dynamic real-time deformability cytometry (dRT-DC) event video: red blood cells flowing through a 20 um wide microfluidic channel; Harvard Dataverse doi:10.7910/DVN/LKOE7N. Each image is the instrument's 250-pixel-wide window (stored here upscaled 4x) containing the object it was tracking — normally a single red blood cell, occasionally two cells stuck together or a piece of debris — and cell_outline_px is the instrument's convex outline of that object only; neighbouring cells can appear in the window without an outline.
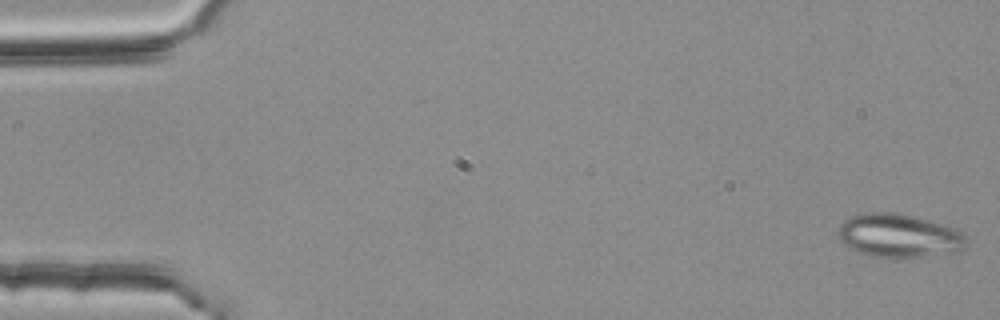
{"species": "common noctule bat (a hibernating species)", "species_latin": "Nyctalus noctula", "temperature_condition": "room temperature", "stored_images_in_passage": 53, "camera_frame_rate_fps": 3000, "um_per_image_px": 0.085, "animal": {"sex": "female", "body_mass_g": 25.1}, "frame": {"image": 1, "passage_image": 1, "time_ms": 0.0, "image_size_px": [1000, 320], "cell_outline_px": [[968, 244], [960, 252], [924, 256], [872, 256], [856, 252], [844, 244], [840, 240], [836, 232], [840, 224], [844, 220], [852, 216], [868, 212], [892, 212], [912, 216], [956, 228], [964, 232], [968, 240]], "centroid_in_image_um": [76.43, 20.03], "position_along_channel_um": 8.6, "area_um2": 32.54}}
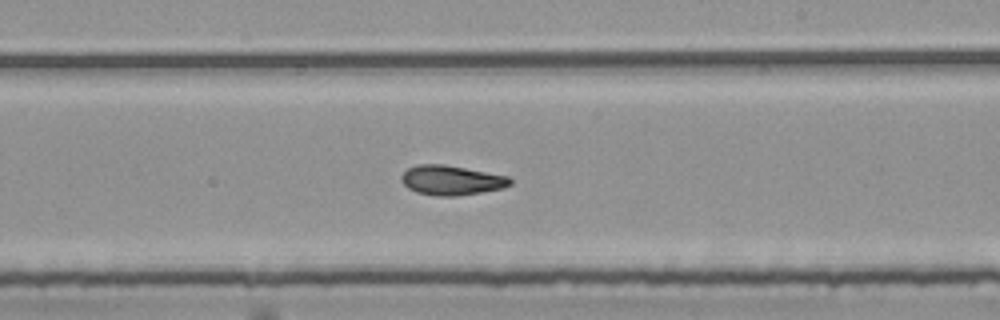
{"frame": {"image": 2, "passage_image": 32, "time_ms": 10.333, "image_size_px": [1000, 320], "cell_outline_px": [[512, 184], [504, 188], [456, 196], [436, 196], [416, 192], [408, 188], [400, 180], [400, 176], [408, 168], [416, 164], [444, 164], [508, 176], [512, 180]], "centroid_in_image_um": [38.35, 15.32], "position_along_channel_um": 250.6, "area_um2": 18.84}}
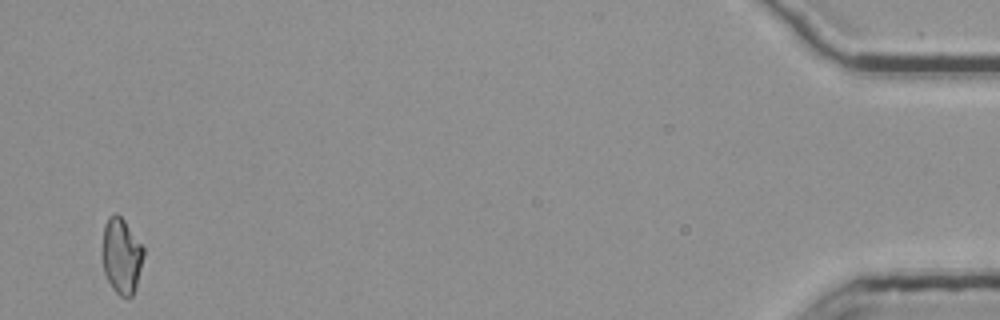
{"frame": {"image": 3, "passage_image": 53, "time_ms": 17.333, "image_size_px": [1000, 320], "cell_outline_px": [[144, 256], [136, 284], [132, 296], [120, 296], [112, 288], [104, 272], [100, 256], [100, 252], [104, 224], [108, 216], [116, 212], [124, 220], [144, 248]], "centroid_in_image_um": [10.27, 21.71], "position_along_channel_um": 424.9, "area_um2": 18.44}, "authors_computed_cell_mechanics": {"area_um2": 18.8428, "velocity_mm_per_s": 3.7786, "shape_relaxation_time_tau1_ms": null, "shape_relaxation_time_tau2_ms": 3.4956, "deformation_change_tau1": null, "deformation_change_tau2": 0.1007}}